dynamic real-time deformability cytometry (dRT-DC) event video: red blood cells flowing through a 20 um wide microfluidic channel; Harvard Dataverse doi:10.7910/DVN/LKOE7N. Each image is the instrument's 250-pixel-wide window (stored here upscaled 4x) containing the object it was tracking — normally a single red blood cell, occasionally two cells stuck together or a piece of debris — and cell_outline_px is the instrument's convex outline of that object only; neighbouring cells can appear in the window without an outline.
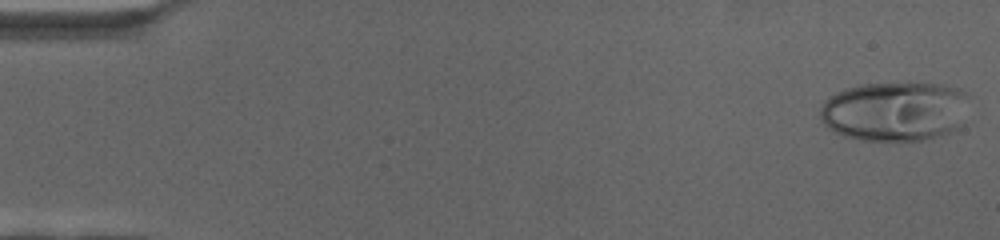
{"species": "human", "species_latin": "Homo sapiens", "temperature_condition": "cold", "stored_images_in_passage": 68, "camera_frame_rate_fps": 3000, "um_per_image_px": 0.085, "donor": {"sex": "female"}, "frame": {"image": 1, "passage_image": 2, "time_ms": 0.333, "image_size_px": [1000, 240], "cell_outline_px": [[968, 96], [956, 128], [944, 136], [924, 140], [860, 140], [844, 136], [828, 128], [820, 120], [820, 108], [824, 100], [836, 92], [844, 88], [860, 84], [944, 84], [960, 88]], "centroid_in_image_um": [75.99, 9.46], "position_along_channel_um": 9.0, "area_um2": 51.5}}
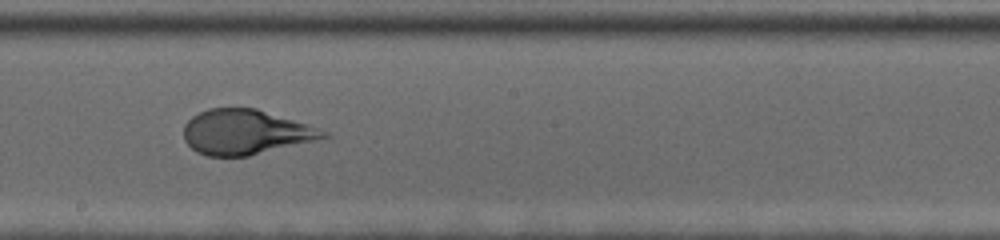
{"frame": {"image": 2, "passage_image": 39, "time_ms": 12.667, "image_size_px": [1000, 240], "cell_outline_px": [[332, 136], [248, 156], [208, 156], [196, 152], [184, 140], [184, 124], [192, 116], [208, 108], [256, 108], [320, 128], [328, 132]], "centroid_in_image_um": [20.86, 11.22], "position_along_channel_um": 227.3, "area_um2": 36.41}}
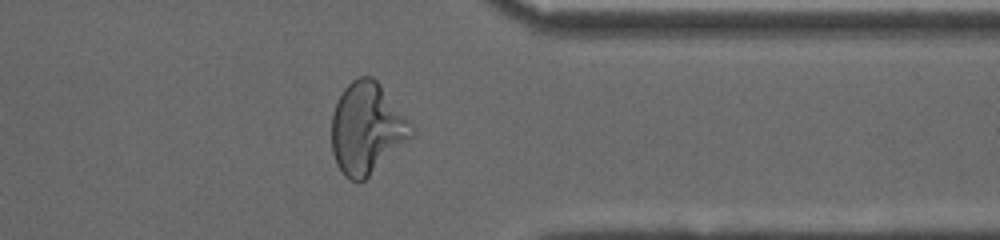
{"frame": {"image": 3, "passage_image": 55, "time_ms": 18.0, "image_size_px": [1000, 240], "cell_outline_px": [[416, 132], [408, 140], [364, 180], [352, 180], [344, 176], [336, 164], [332, 152], [332, 112], [344, 88], [356, 76], [372, 76], [380, 84], [416, 128]], "centroid_in_image_um": [31.18, 10.89], "position_along_channel_um": 380.2, "area_um2": 42.25}}